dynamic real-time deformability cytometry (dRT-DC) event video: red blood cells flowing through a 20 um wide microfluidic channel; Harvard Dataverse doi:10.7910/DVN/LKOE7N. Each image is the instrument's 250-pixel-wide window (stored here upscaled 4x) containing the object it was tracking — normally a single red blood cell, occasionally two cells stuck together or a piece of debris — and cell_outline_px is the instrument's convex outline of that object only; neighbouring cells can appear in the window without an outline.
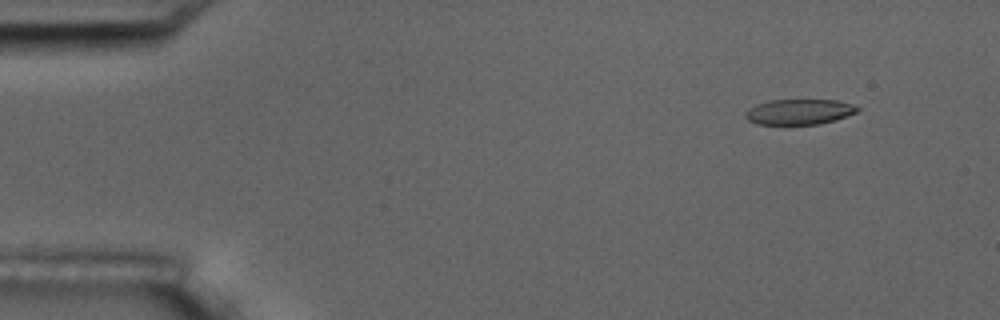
{"species": "common noctule bat (a hibernating species)", "species_latin": "Nyctalus noctula", "temperature_condition": "room temperature", "stored_images_in_passage": 4, "camera_frame_rate_fps": 3000, "um_per_image_px": 0.085, "animal": {"sex": "male", "body_mass_g": 17.5, "forearm_length_mm": 52.3}, "frame": {"image": 1, "passage_image": 1, "time_ms": 0.0, "image_size_px": [1000, 320], "cell_outline_px": [[860, 108], [856, 112], [848, 116], [836, 120], [820, 124], [756, 124], [748, 120], [744, 116], [744, 112], [748, 108], [756, 104], [772, 100], [836, 100], [852, 104]], "centroid_in_image_um": [67.92, 9.51], "position_along_channel_um": 17.1, "area_um2": 16.65}}
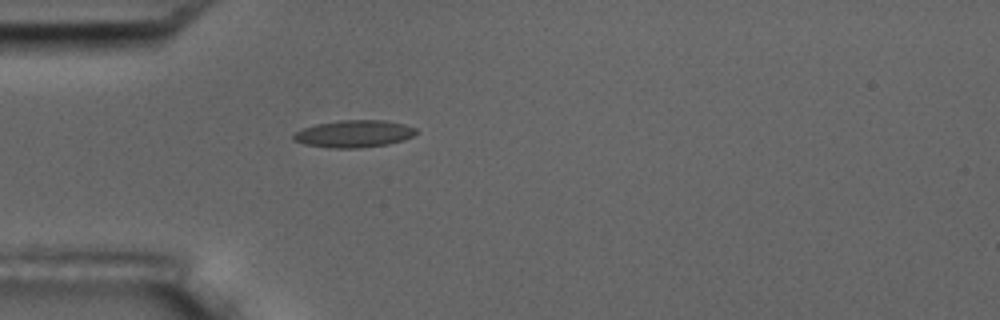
{"frame": {"image": 2, "passage_image": 4, "time_ms": 3.667, "image_size_px": [1000, 320], "cell_outline_px": [[416, 132], [412, 136], [404, 140], [388, 144], [360, 148], [332, 148], [304, 144], [292, 140], [292, 136], [300, 128], [316, 124], [340, 120], [384, 120], [404, 124], [416, 128]], "centroid_in_image_um": [30.06, 11.37], "position_along_channel_um": 54.9, "area_um2": 19.54}}